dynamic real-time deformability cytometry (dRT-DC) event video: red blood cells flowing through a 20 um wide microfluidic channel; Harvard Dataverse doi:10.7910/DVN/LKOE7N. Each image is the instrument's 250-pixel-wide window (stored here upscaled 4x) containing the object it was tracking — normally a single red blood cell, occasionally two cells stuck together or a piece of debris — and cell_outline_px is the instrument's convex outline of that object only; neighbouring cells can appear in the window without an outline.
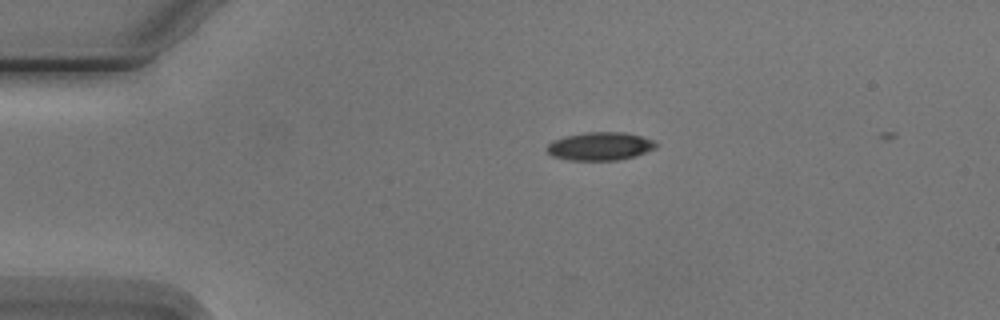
{"species": "Egyptian fruit bat (a non-hibernating species)", "species_latin": "Rousettus aegyptiacus", "temperature_condition": "cold", "stored_images_in_passage": 4, "camera_frame_rate_fps": 3000, "um_per_image_px": 0.085, "animal": {"sex": "male"}, "frame": {"image": 1, "passage_image": 1, "time_ms": 0.0, "image_size_px": [1000, 320], "cell_outline_px": [[656, 148], [636, 156], [616, 160], [568, 160], [552, 156], [544, 148], [552, 140], [564, 136], [584, 132], [624, 132], [640, 136], [652, 140], [656, 144]], "centroid_in_image_um": [50.95, 12.43], "position_along_channel_um": 34.0, "area_um2": 17.98}}
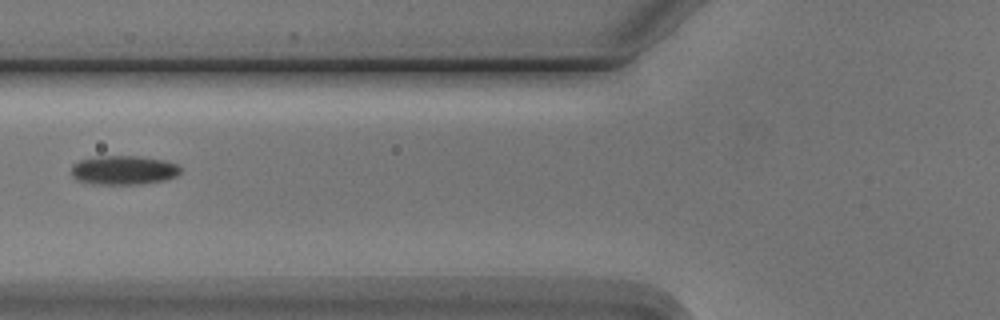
{"frame": {"image": 2, "passage_image": 4, "time_ms": 3.333, "image_size_px": [1000, 320], "cell_outline_px": [[180, 172], [176, 176], [164, 180], [140, 184], [92, 184], [76, 180], [72, 176], [72, 164], [80, 160], [96, 156], [136, 156], [164, 160], [176, 164], [180, 168]], "centroid_in_image_um": [10.47, 14.46], "position_along_channel_um": 115.3, "area_um2": 18.5}}